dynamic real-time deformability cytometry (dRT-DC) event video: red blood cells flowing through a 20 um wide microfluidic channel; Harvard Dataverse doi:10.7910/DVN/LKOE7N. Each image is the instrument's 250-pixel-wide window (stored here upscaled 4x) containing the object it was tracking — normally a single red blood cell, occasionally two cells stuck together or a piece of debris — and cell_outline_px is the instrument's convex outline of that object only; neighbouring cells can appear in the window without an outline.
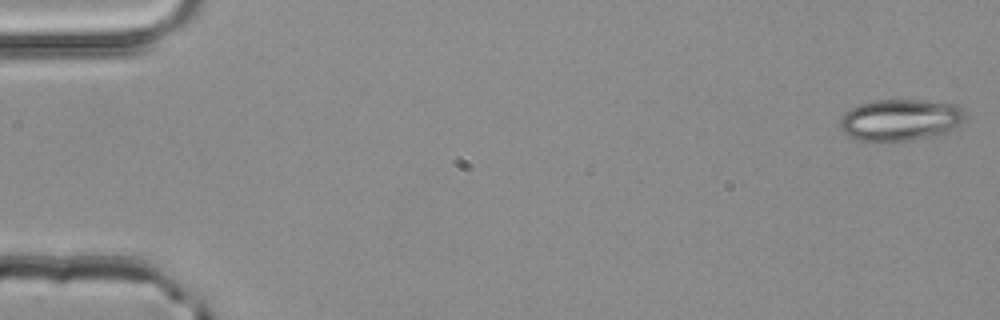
{"species": "common noctule bat (a hibernating species)", "species_latin": "Nyctalus noctula", "temperature_condition": "room temperature", "stored_images_in_passage": 51, "camera_frame_rate_fps": 3000, "um_per_image_px": 0.085, "animal": {"sex": "male", "body_mass_g": 20.4}, "frame": {"image": 1, "passage_image": 1, "time_ms": 0.0, "image_size_px": [1000, 320], "cell_outline_px": [[964, 120], [960, 124], [948, 132], [936, 136], [908, 140], [860, 140], [848, 136], [840, 128], [840, 116], [844, 112], [856, 104], [876, 100], [924, 100], [952, 104], [960, 108], [964, 112]], "centroid_in_image_um": [76.5, 10.18], "position_along_channel_um": 8.5, "area_um2": 30.29}}
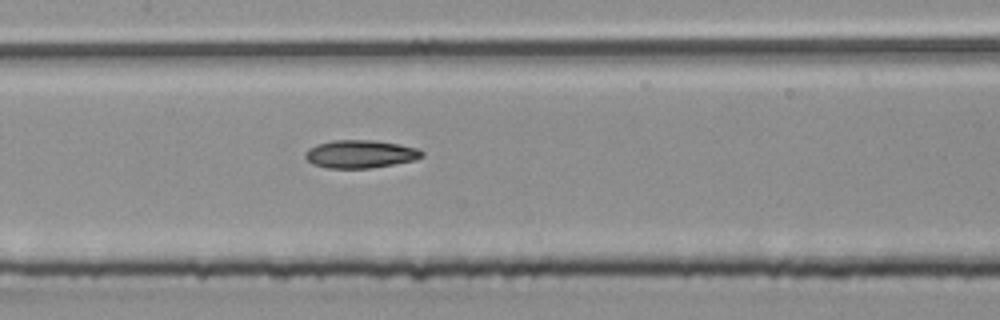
{"frame": {"image": 2, "passage_image": 25, "time_ms": 8.0, "image_size_px": [1000, 320], "cell_outline_px": [[424, 156], [416, 160], [368, 168], [328, 168], [312, 164], [304, 156], [304, 152], [308, 148], [316, 144], [332, 140], [372, 140], [400, 144], [416, 148], [424, 152]], "centroid_in_image_um": [30.61, 13.08], "position_along_channel_um": 176.8, "area_um2": 19.07}}
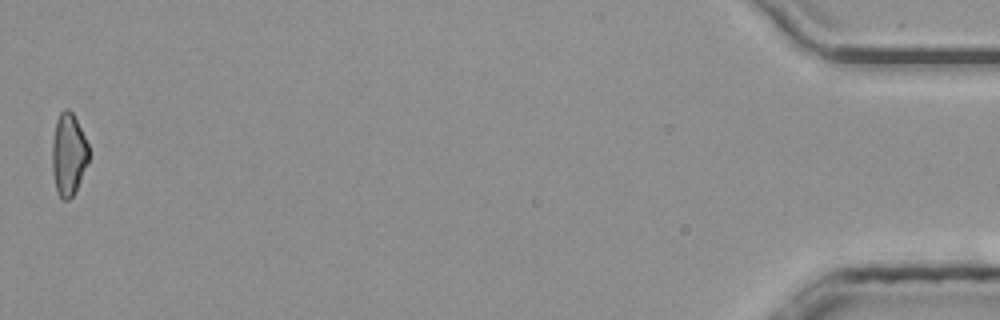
{"frame": {"image": 3, "passage_image": 51, "time_ms": 16.667, "image_size_px": [1000, 320], "cell_outline_px": [[88, 160], [80, 180], [72, 196], [68, 200], [60, 200], [56, 192], [52, 172], [52, 140], [56, 120], [60, 112], [64, 108], [68, 108], [72, 112], [88, 144]], "centroid_in_image_um": [5.78, 13.13], "position_along_channel_um": 429.4, "area_um2": 17.51}, "authors_computed_cell_mechanics": {"area_um2": 18.9584, "velocity_mm_per_s": 4.0762, "shape_relaxation_time_tau1_ms": 5.2179, "shape_relaxation_time_tau2_ms": 3.9264, "deformation_change_tau1": 0.1413, "deformation_change_tau2": 0.1116}}